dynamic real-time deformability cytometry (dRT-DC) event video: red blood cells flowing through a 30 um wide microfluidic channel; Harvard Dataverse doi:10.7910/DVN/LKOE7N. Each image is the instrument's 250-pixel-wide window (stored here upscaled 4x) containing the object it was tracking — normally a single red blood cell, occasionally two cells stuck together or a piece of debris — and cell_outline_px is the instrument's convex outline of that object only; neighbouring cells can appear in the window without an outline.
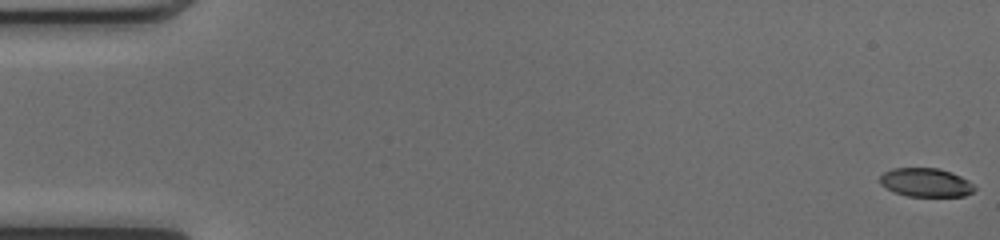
{"species": "common noctule bat (a hibernating species)", "species_latin": "Nyctalus noctula", "temperature_condition": "cold", "stored_images_in_passage": 52, "camera_frame_rate_fps": 3000, "um_per_image_px": 0.085, "animal": {"sex": "female", "body_mass_g": 17.0, "forearm_length_mm": 48.0}, "frame": {"image": 1, "passage_image": 1, "time_ms": 0.0, "image_size_px": [1000, 240], "cell_outline_px": [[976, 188], [972, 192], [964, 196], [908, 196], [896, 192], [880, 184], [880, 176], [884, 172], [892, 168], [940, 168], [952, 172], [968, 180]], "centroid_in_image_um": [78.71, 15.5], "position_along_channel_um": 6.3, "area_um2": 15.72}}
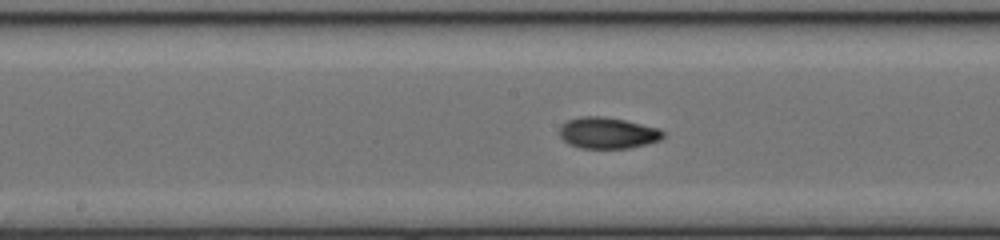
{"frame": {"image": 2, "passage_image": 27, "time_ms": 8.667, "image_size_px": [1000, 240], "cell_outline_px": [[664, 136], [660, 140], [648, 144], [628, 148], [580, 148], [568, 144], [560, 136], [560, 124], [568, 120], [580, 116], [604, 116], [624, 120], [660, 128], [664, 132]], "centroid_in_image_um": [51.65, 11.3], "position_along_channel_um": 196.5, "area_um2": 19.02}}
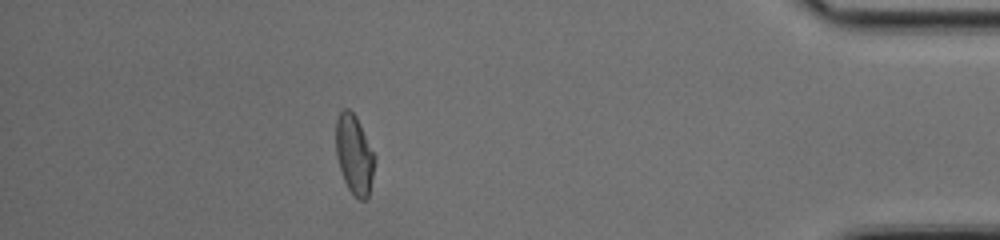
{"frame": {"image": 3, "passage_image": 46, "time_ms": 15.0, "image_size_px": [1000, 240], "cell_outline_px": [[376, 156], [368, 196], [364, 200], [360, 200], [348, 188], [344, 180], [336, 156], [336, 120], [340, 112], [344, 108], [348, 108], [356, 116]], "centroid_in_image_um": [30.11, 13.1], "position_along_channel_um": 405.1, "area_um2": 17.74}, "authors_computed_cell_mechanics": {"area_um2": 18.1203, "velocity_mm_per_s": 4.0706, "shape_relaxation_time_tau1_ms": 9.289, "shape_relaxation_time_tau2_ms": 2.8553, "deformation_change_tau1": 0.2519, "deformation_change_tau2": 0.0656}}